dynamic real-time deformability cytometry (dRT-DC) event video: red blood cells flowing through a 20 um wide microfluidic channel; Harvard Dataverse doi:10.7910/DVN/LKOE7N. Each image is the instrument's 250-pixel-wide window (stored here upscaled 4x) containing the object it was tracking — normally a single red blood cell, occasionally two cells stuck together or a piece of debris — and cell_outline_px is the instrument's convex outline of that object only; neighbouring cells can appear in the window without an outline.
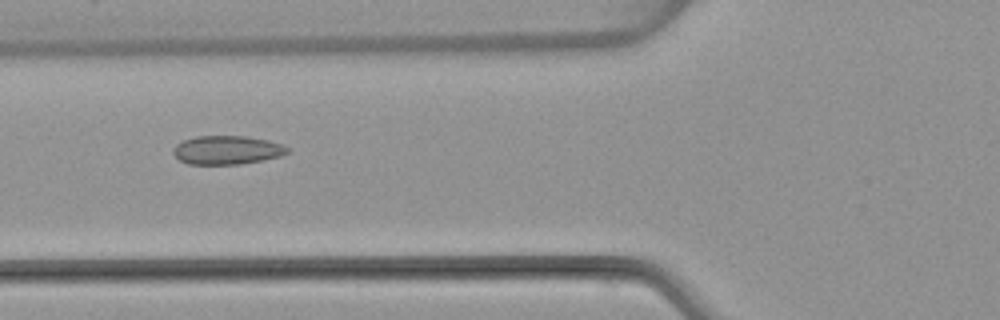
{"species": "common noctule bat (a hibernating species)", "species_latin": "Nyctalus noctula", "temperature_condition": "warm", "stored_images_in_passage": 6, "camera_frame_rate_fps": 3000, "um_per_image_px": 0.085, "animal": {"sex": "female", "body_mass_g": 22.7, "forearm_length_mm": 54.2}, "frame": {"image": 1, "passage_image": 5, "time_ms": 5.667, "image_size_px": [1000, 320], "cell_outline_px": [[292, 148], [288, 152], [280, 156], [264, 160], [240, 164], [188, 164], [180, 160], [172, 152], [172, 148], [176, 144], [184, 140], [196, 136], [248, 136], [268, 140], [284, 144]], "centroid_in_image_um": [19.33, 12.75], "position_along_channel_um": 106.5, "area_um2": 19.31}}
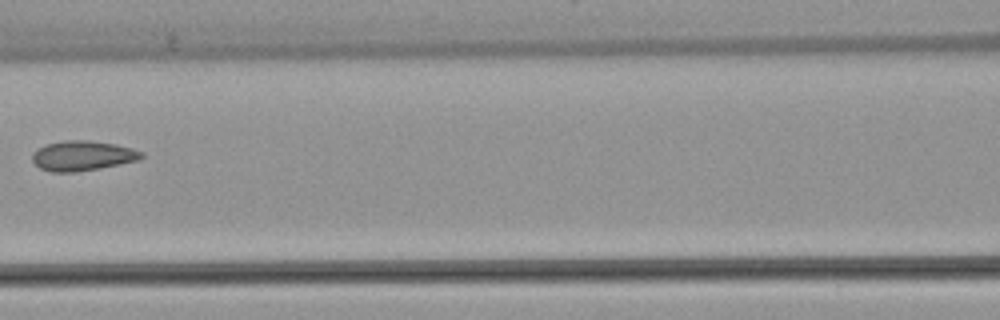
{"frame": {"image": 2, "passage_image": 6, "time_ms": 7.0, "image_size_px": [1000, 320], "cell_outline_px": [[144, 156], [140, 160], [100, 168], [76, 172], [52, 172], [40, 168], [32, 160], [32, 152], [36, 148], [48, 144], [64, 140], [88, 140], [116, 144], [132, 148], [144, 152]], "centroid_in_image_um": [7.03, 13.23], "position_along_channel_um": 159.6, "area_um2": 19.19}}